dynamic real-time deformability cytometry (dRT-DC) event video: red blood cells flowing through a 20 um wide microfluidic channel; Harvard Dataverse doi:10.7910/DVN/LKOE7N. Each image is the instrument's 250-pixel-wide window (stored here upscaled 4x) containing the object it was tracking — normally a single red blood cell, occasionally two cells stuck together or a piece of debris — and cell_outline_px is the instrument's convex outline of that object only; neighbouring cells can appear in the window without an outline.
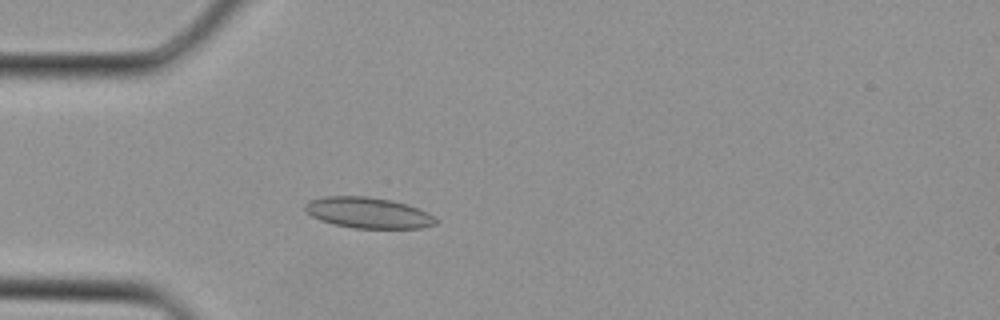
{"species": "Egyptian fruit bat (a non-hibernating species)", "species_latin": "Rousettus aegyptiacus", "temperature_condition": "cold", "stored_images_in_passage": 2, "camera_frame_rate_fps": 3000, "um_per_image_px": 0.085, "animal": {"sex": "female"}, "frame": {"image": 1, "passage_image": 2, "time_ms": 0.333, "image_size_px": [1000, 320], "cell_outline_px": [[436, 224], [420, 228], [352, 228], [332, 224], [320, 220], [312, 216], [304, 208], [304, 204], [308, 200], [324, 196], [368, 196], [392, 200], [408, 204], [420, 208], [428, 212], [436, 220]], "centroid_in_image_um": [31.27, 18.07], "position_along_channel_um": 53.7, "area_um2": 23.7}}